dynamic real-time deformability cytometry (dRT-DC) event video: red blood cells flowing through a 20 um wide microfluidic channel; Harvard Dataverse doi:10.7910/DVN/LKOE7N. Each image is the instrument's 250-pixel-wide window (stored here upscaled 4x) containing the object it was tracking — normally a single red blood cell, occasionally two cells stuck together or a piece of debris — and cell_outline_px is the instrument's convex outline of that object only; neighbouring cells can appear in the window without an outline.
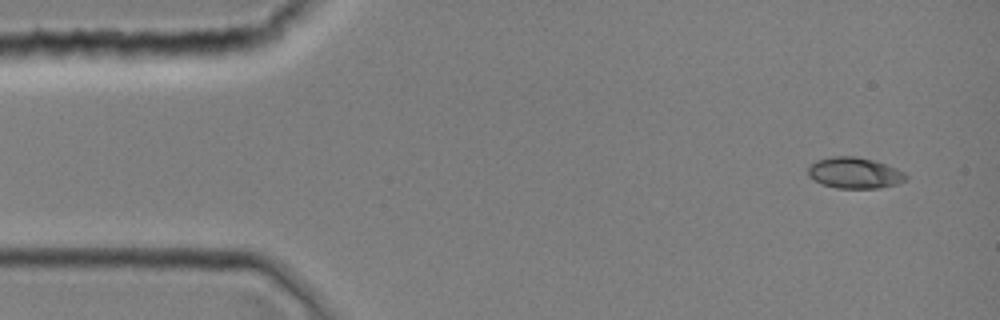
{"species": "common noctule bat (a hibernating species)", "species_latin": "Nyctalus noctula", "temperature_condition": "room temperature", "stored_images_in_passage": 1, "camera_frame_rate_fps": 3000, "um_per_image_px": 0.085, "animal": {"sex": "female", "body_mass_g": 19.0, "forearm_length_mm": 51.5}, "frame": {"image": 1, "passage_image": 1, "time_ms": 0.0, "image_size_px": [1000, 320], "cell_outline_px": [[908, 176], [904, 180], [896, 184], [880, 188], [836, 188], [820, 184], [808, 176], [808, 164], [816, 160], [832, 156], [856, 156], [872, 160], [896, 168], [904, 172]], "centroid_in_image_um": [72.58, 14.7], "position_along_channel_um": 12.4, "area_um2": 17.8}}